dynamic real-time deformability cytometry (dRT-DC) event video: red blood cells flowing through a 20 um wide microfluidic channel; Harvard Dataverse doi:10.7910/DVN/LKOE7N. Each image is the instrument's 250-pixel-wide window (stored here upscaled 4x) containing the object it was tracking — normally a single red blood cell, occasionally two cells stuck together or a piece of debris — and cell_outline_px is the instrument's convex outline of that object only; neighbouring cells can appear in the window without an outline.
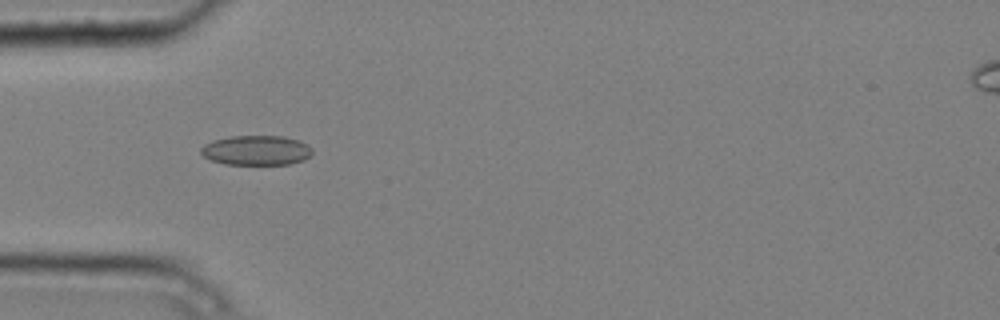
{"species": "common noctule bat (a hibernating species)", "species_latin": "Nyctalus noctula", "temperature_condition": "cold", "stored_images_in_passage": 6, "camera_frame_rate_fps": 3000, "um_per_image_px": 0.085, "animal": {"sex": "male", "body_mass_g": 20.4}, "frame": {"image": 1, "passage_image": 5, "time_ms": 1.333, "image_size_px": [1000, 320], "cell_outline_px": [[312, 152], [304, 160], [288, 164], [224, 164], [212, 160], [204, 156], [200, 152], [200, 148], [204, 144], [212, 140], [228, 136], [284, 136], [300, 140], [308, 144], [312, 148]], "centroid_in_image_um": [21.78, 12.76], "position_along_channel_um": 63.2, "area_um2": 19.42}}
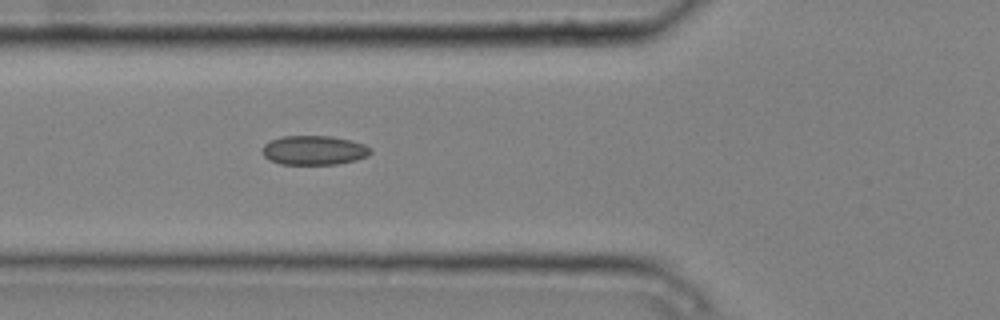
{"frame": {"image": 2, "passage_image": 6, "time_ms": 1.667, "image_size_px": [1000, 320], "cell_outline_px": [[372, 152], [368, 156], [356, 160], [336, 164], [280, 164], [264, 156], [264, 144], [280, 136], [332, 136], [364, 144]], "centroid_in_image_um": [26.7, 12.77], "position_along_channel_um": 99.1, "area_um2": 18.21}}